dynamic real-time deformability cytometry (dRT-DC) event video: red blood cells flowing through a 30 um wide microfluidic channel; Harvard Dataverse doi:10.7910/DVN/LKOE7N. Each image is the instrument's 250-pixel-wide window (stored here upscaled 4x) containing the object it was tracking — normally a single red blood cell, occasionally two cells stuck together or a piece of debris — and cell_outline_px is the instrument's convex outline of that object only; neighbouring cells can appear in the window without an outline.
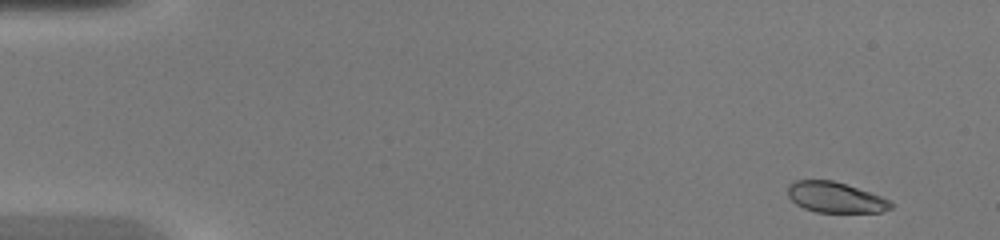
{"species": "common noctule bat (a hibernating species)", "species_latin": "Nyctalus noctula", "temperature_condition": "warm", "stored_images_in_passage": 48, "camera_frame_rate_fps": 3000, "um_per_image_px": 0.085, "animal": {"sex": "female", "body_mass_g": 20.0, "forearm_length_mm": 54.0}, "frame": {"image": 1, "passage_image": 3, "time_ms": 0.667, "image_size_px": [1000, 240], "cell_outline_px": [[896, 204], [892, 208], [880, 212], [816, 212], [804, 208], [796, 204], [788, 196], [788, 184], [796, 180], [832, 180], [880, 196]], "centroid_in_image_um": [70.99, 16.78], "position_along_channel_um": 14.0, "area_um2": 18.21}}
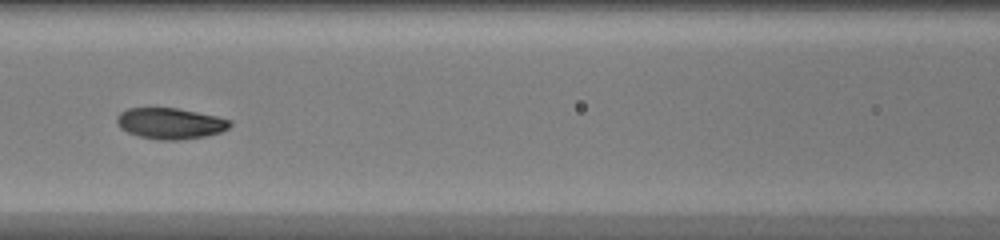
{"frame": {"image": 2, "passage_image": 22, "time_ms": 7.0, "image_size_px": [1000, 240], "cell_outline_px": [[232, 124], [228, 128], [220, 132], [204, 136], [180, 140], [160, 140], [140, 136], [128, 132], [120, 128], [116, 120], [116, 116], [120, 112], [128, 108], [176, 108], [216, 116], [232, 120]], "centroid_in_image_um": [14.46, 10.49], "position_along_channel_um": 152.1, "area_um2": 20.35}}
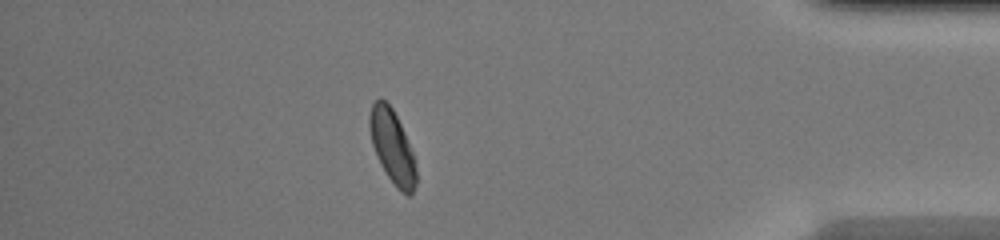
{"frame": {"image": 3, "passage_image": 42, "time_ms": 13.667, "image_size_px": [1000, 240], "cell_outline_px": [[416, 184], [412, 196], [408, 196], [400, 192], [396, 188], [380, 164], [372, 144], [368, 128], [368, 116], [372, 104], [380, 96], [392, 108], [404, 132], [412, 152], [416, 164]], "centroid_in_image_um": [33.33, 12.49], "position_along_channel_um": 401.9, "area_um2": 20.06}, "authors_computed_cell_mechanics": {"area_um2": 20.0566, "velocity_mm_per_s": 4.3105, "shape_relaxation_time_tau1_ms": 2.3077, "shape_relaxation_time_tau2_ms": 0.8286, "deformation_change_tau1": 0.1433, "deformation_change_tau2": 0.036}}